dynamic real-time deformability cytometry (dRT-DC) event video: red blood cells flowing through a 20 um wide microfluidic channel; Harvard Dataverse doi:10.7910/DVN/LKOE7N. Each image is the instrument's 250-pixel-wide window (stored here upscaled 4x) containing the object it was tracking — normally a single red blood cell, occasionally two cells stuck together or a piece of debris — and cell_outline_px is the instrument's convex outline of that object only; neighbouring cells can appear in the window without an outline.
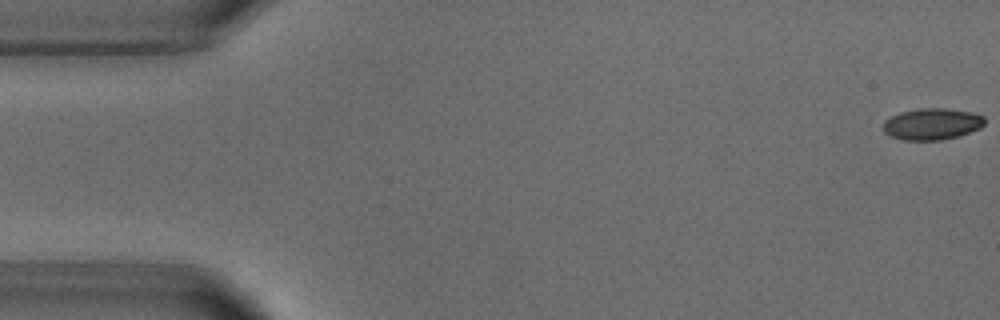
{"species": "common noctule bat (a hibernating species)", "species_latin": "Nyctalus noctula", "temperature_condition": "warm", "stored_images_in_passage": 5, "camera_frame_rate_fps": 3000, "um_per_image_px": 0.085, "animal": {"sex": "male", "body_mass_g": 18.8}, "frame": {"image": 1, "passage_image": 1, "time_ms": 0.0, "image_size_px": [1000, 320], "cell_outline_px": [[984, 124], [980, 128], [956, 136], [940, 140], [904, 140], [892, 136], [884, 132], [884, 120], [900, 112], [916, 108], [944, 108], [972, 112], [984, 116]], "centroid_in_image_um": [79.21, 10.52], "position_along_channel_um": 5.8, "area_um2": 18.5}}
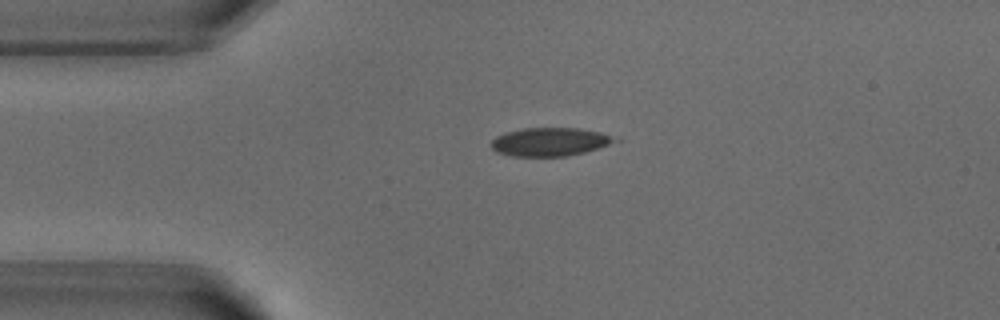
{"frame": {"image": 2, "passage_image": 4, "time_ms": 3.667, "image_size_px": [1000, 320], "cell_outline_px": [[620, 140], [584, 152], [568, 156], [512, 156], [496, 152], [492, 148], [492, 140], [496, 136], [520, 128], [580, 128], [600, 132]], "centroid_in_image_um": [46.71, 12.05], "position_along_channel_um": 38.3, "area_um2": 20.23}}